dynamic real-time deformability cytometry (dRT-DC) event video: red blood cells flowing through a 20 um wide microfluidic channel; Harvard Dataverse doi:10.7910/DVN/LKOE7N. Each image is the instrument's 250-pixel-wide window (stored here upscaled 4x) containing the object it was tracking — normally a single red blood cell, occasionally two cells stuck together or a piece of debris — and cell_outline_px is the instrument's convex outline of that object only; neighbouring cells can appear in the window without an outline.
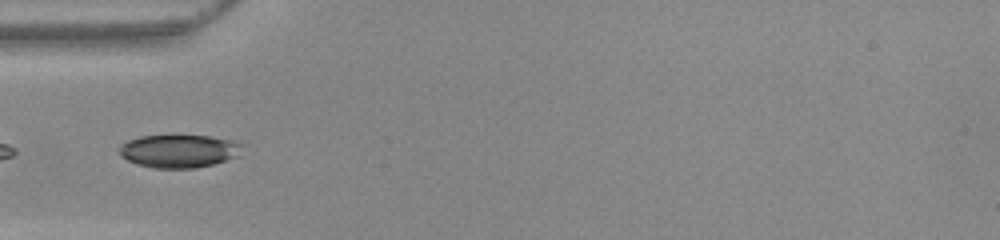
{"species": "common noctule bat (a hibernating species)", "species_latin": "Nyctalus noctula", "temperature_condition": "warm", "stored_images_in_passage": 37, "camera_frame_rate_fps": 3000, "um_per_image_px": 0.085, "animal": {"sex": "female", "body_mass_g": 22.0, "forearm_length_mm": 56.7}, "frame": {"image": 1, "passage_image": 16, "time_ms": 5.0, "image_size_px": [1000, 240], "cell_outline_px": [[244, 144], [240, 156], [212, 164], [196, 168], [152, 168], [136, 164], [120, 156], [120, 144], [128, 140], [140, 136], [208, 136], [228, 140]], "centroid_in_image_um": [15.21, 12.85], "position_along_channel_um": 69.8, "area_um2": 23.64}}